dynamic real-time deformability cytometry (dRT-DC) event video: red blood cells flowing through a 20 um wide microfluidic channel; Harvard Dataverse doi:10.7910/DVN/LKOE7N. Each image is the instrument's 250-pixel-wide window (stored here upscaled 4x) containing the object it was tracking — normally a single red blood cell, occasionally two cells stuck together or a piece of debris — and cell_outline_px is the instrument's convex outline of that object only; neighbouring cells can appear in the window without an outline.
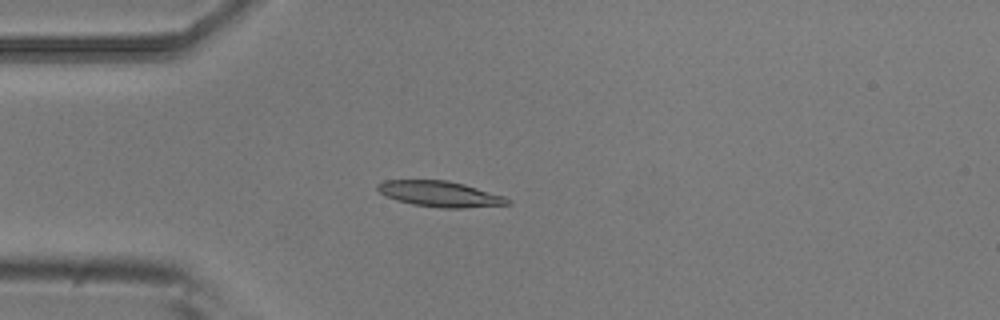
{"species": "common noctule bat (a hibernating species)", "species_latin": "Nyctalus noctula", "temperature_condition": "room temperature", "stored_images_in_passage": 5, "camera_frame_rate_fps": 3000, "um_per_image_px": 0.085, "animal": {"sex": "male", "body_mass_g": 20.5, "forearm_length_mm": 52.5}, "frame": {"image": 1, "passage_image": 4, "time_ms": 1.0, "image_size_px": [1000, 320], "cell_outline_px": [[512, 204], [464, 208], [440, 208], [412, 204], [396, 200], [384, 196], [376, 188], [376, 184], [384, 180], [448, 180], [464, 184], [504, 196], [512, 200]], "centroid_in_image_um": [37.39, 16.49], "position_along_channel_um": 47.6, "area_um2": 19.65}}